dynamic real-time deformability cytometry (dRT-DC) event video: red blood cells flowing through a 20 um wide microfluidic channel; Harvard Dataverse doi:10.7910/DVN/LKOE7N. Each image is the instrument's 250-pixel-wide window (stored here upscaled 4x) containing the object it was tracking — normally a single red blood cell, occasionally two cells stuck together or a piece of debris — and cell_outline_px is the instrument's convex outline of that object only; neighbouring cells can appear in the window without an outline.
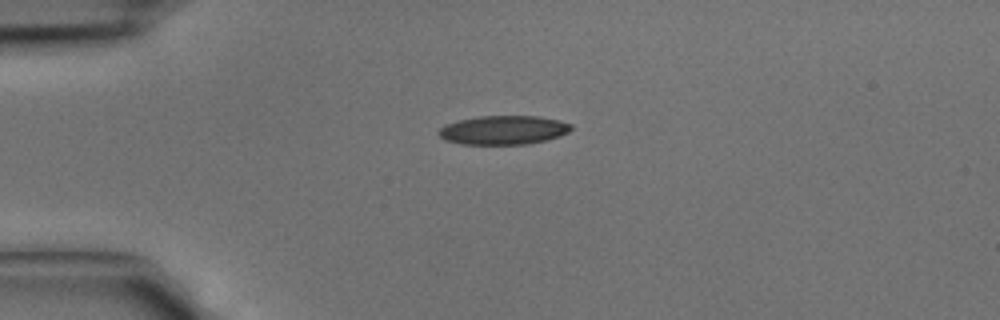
{"species": "common noctule bat (a hibernating species)", "species_latin": "Nyctalus noctula", "temperature_condition": "cold", "stored_images_in_passage": 33, "camera_frame_rate_fps": 3000, "um_per_image_px": 0.085, "animal": {"sex": "male", "body_mass_g": 15.6}, "frame": {"image": 1, "passage_image": 1, "time_ms": 0.0, "image_size_px": [1000, 320], "cell_outline_px": [[572, 128], [568, 132], [560, 136], [528, 144], [460, 144], [444, 140], [436, 132], [444, 124], [460, 120], [480, 116], [536, 116], [560, 120], [572, 124]], "centroid_in_image_um": [42.77, 11.05], "position_along_channel_um": 42.2, "area_um2": 22.37}}
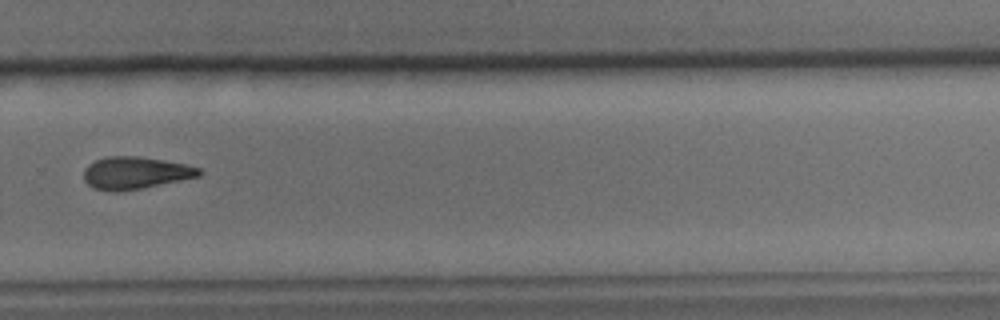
{"frame": {"image": 2, "passage_image": 20, "time_ms": 6.333, "image_size_px": [1000, 320], "cell_outline_px": [[204, 172], [200, 176], [144, 188], [116, 192], [112, 192], [92, 188], [84, 180], [84, 168], [88, 164], [96, 160], [108, 156], [136, 156], [184, 164], [200, 168]], "centroid_in_image_um": [11.48, 14.71], "position_along_channel_um": 318.3, "area_um2": 21.73}}
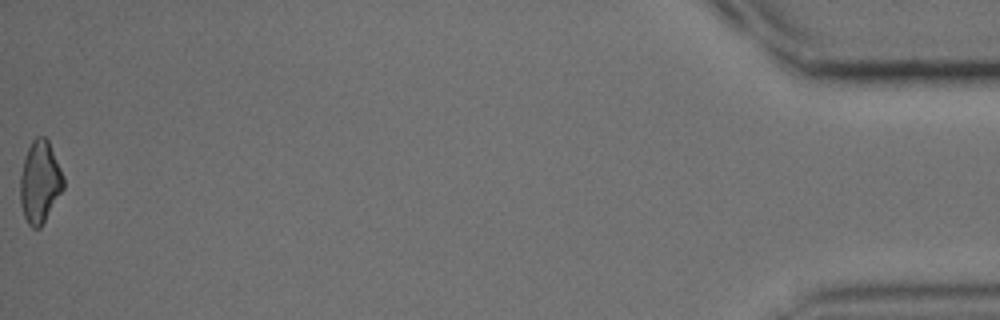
{"frame": {"image": 3, "passage_image": 33, "time_ms": 10.667, "image_size_px": [1000, 320], "cell_outline_px": [[64, 188], [40, 228], [32, 228], [28, 224], [24, 216], [20, 204], [20, 176], [24, 156], [32, 140], [36, 136], [44, 136], [48, 140], [64, 176]], "centroid_in_image_um": [3.38, 15.46], "position_along_channel_um": 431.8, "area_um2": 20.75}}